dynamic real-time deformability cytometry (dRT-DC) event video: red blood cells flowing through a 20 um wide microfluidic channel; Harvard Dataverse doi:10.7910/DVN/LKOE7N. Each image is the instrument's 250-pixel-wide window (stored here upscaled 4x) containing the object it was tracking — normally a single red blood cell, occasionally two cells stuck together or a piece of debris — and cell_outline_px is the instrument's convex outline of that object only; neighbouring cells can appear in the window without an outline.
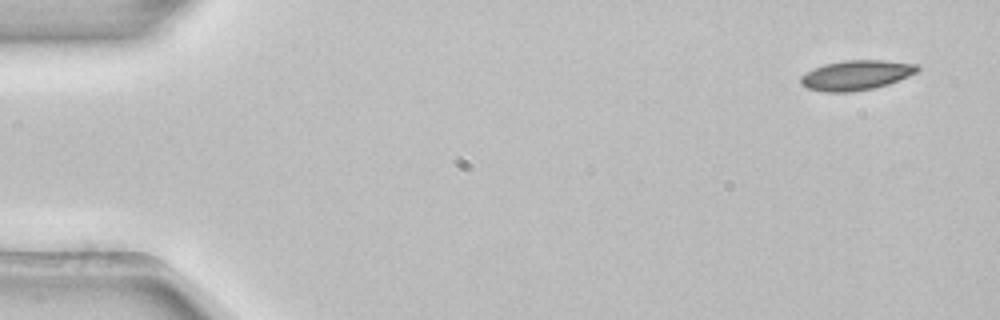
{"species": "common noctule bat (a hibernating species)", "species_latin": "Nyctalus noctula", "temperature_condition": "room temperature", "stored_images_in_passage": 3, "camera_frame_rate_fps": 3000, "um_per_image_px": 0.085, "animal": {"sex": "female", "body_mass_g": 22.7, "forearm_length_mm": 54.2}, "frame": {"image": 1, "passage_image": 1, "time_ms": 0.0, "image_size_px": [1000, 320], "cell_outline_px": [[920, 68], [916, 72], [908, 76], [888, 84], [876, 88], [852, 92], [824, 92], [808, 88], [800, 84], [800, 76], [824, 64], [844, 60], [884, 60], [916, 64]], "centroid_in_image_um": [72.77, 6.39], "position_along_channel_um": 12.2, "area_um2": 20.23}}
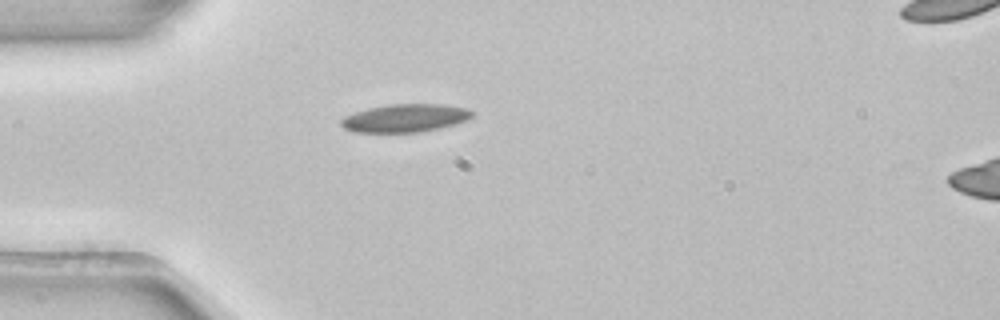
{"frame": {"image": 2, "passage_image": 3, "time_ms": 0.667, "image_size_px": [1000, 320], "cell_outline_px": [[472, 116], [468, 120], [456, 124], [440, 128], [420, 132], [352, 132], [344, 128], [340, 124], [340, 120], [344, 116], [368, 108], [392, 104], [444, 104], [464, 108], [472, 112]], "centroid_in_image_um": [34.42, 10.04], "position_along_channel_um": 50.6, "area_um2": 21.39}}